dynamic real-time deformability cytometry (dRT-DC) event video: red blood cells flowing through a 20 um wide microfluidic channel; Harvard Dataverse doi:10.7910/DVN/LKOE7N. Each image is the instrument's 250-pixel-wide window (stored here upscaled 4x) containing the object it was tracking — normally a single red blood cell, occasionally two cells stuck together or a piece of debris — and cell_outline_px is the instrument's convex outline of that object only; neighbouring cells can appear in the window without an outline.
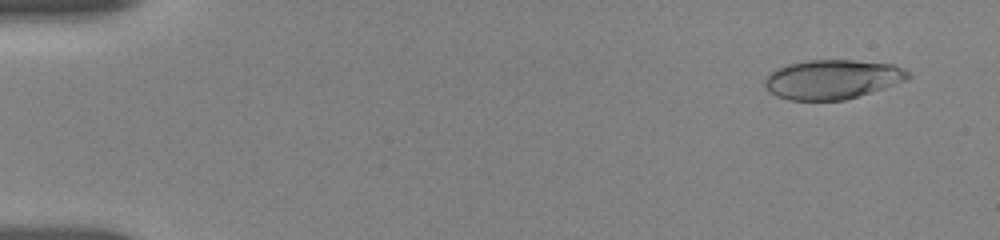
{"species": "human", "species_latin": "Homo sapiens", "temperature_condition": "room temperature", "stored_images_in_passage": 20, "camera_frame_rate_fps": 3000, "um_per_image_px": 0.085, "donor": {"sex": "female"}, "frame": {"image": 1, "passage_image": 3, "time_ms": 1.0, "image_size_px": [1000, 240], "cell_outline_px": [[912, 76], [908, 80], [844, 100], [788, 100], [776, 96], [768, 92], [764, 84], [764, 80], [776, 68], [788, 64], [808, 60], [852, 60], [892, 64], [904, 68]], "centroid_in_image_um": [70.74, 6.74], "position_along_channel_um": 14.3, "area_um2": 32.83}}
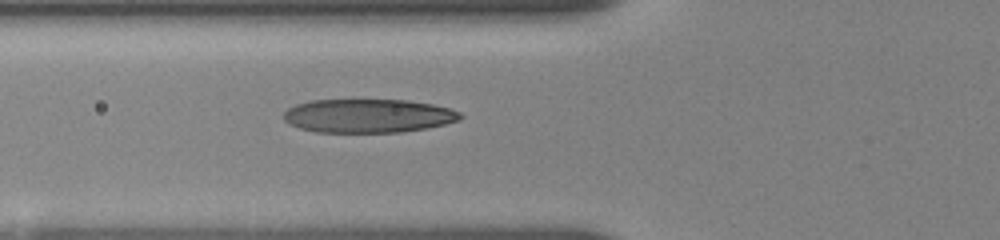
{"frame": {"image": 2, "passage_image": 13, "time_ms": 6.667, "image_size_px": [1000, 240], "cell_outline_px": [[464, 116], [460, 120], [428, 128], [400, 132], [316, 132], [300, 128], [288, 124], [284, 120], [284, 112], [288, 108], [296, 104], [312, 100], [408, 100], [432, 104], [448, 108], [460, 112]], "centroid_in_image_um": [31.29, 9.84], "position_along_channel_um": 94.5, "area_um2": 34.74}}
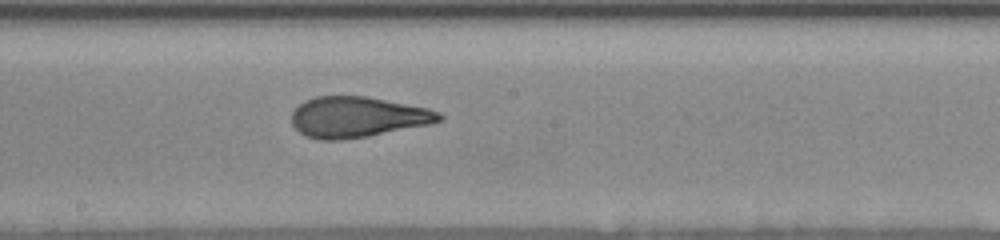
{"frame": {"image": 3, "passage_image": 20, "time_ms": 10.0, "image_size_px": [1000, 240], "cell_outline_px": [[444, 120], [432, 124], [368, 136], [340, 140], [320, 140], [304, 136], [292, 124], [292, 112], [304, 100], [316, 96], [368, 96], [428, 108], [440, 112], [444, 116]], "centroid_in_image_um": [30.41, 9.95], "position_along_channel_um": 217.8, "area_um2": 35.26}}